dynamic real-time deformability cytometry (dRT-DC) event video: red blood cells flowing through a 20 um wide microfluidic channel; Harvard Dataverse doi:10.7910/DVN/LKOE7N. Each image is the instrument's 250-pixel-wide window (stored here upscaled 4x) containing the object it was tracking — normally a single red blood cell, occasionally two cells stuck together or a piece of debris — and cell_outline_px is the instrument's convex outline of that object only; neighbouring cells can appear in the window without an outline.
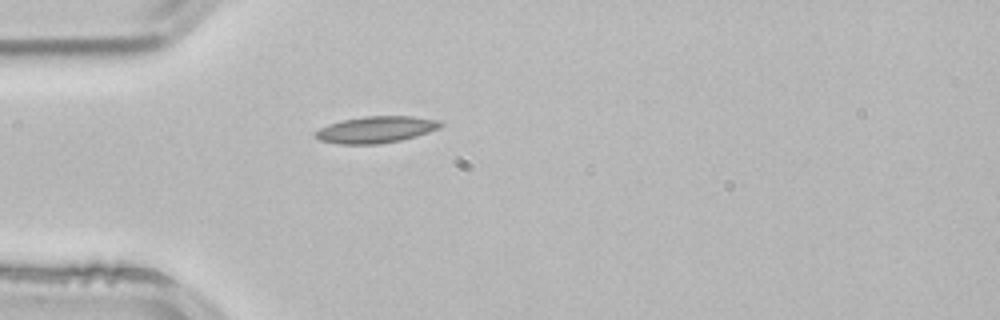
{"species": "common noctule bat (a hibernating species)", "species_latin": "Nyctalus noctula", "temperature_condition": "room temperature", "stored_images_in_passage": 1, "camera_frame_rate_fps": 3000, "um_per_image_px": 0.085, "animal": {"sex": "male", "body_mass_g": 21.5, "forearm_length_mm": 52.0}, "frame": {"image": 1, "passage_image": 1, "time_ms": 0.0, "image_size_px": [1000, 320], "cell_outline_px": [[444, 124], [440, 128], [416, 136], [400, 140], [380, 144], [340, 144], [320, 140], [312, 136], [312, 132], [328, 124], [340, 120], [364, 116], [412, 116], [440, 120]], "centroid_in_image_um": [31.93, 11.01], "position_along_channel_um": 53.1, "area_um2": 19.65}}